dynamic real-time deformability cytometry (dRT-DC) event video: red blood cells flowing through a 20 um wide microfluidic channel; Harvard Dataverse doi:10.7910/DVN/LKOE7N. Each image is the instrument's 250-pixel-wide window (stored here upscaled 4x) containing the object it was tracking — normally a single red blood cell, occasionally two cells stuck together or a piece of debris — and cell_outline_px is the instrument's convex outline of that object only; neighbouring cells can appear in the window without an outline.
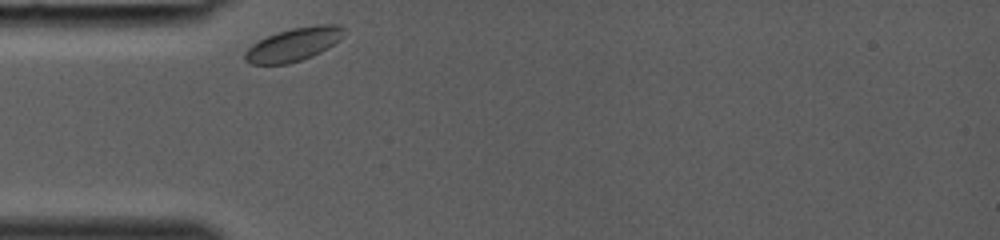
{"species": "common noctule bat (a hibernating species)", "species_latin": "Nyctalus noctula", "temperature_condition": "room temperature", "stored_images_in_passage": 24, "camera_frame_rate_fps": 3000, "um_per_image_px": 0.085, "animal": {"sex": "female", "body_mass_g": 19.0, "forearm_length_mm": 53.3}, "frame": {"image": 1, "passage_image": 1, "time_ms": 0.0, "image_size_px": [1000, 240], "cell_outline_px": [[348, 32], [340, 40], [328, 48], [312, 56], [288, 64], [252, 64], [244, 60], [244, 52], [252, 44], [276, 32], [292, 28], [316, 24], [336, 24], [348, 28]], "centroid_in_image_um": [25.02, 3.75], "position_along_channel_um": 60.0, "area_um2": 19.48}}
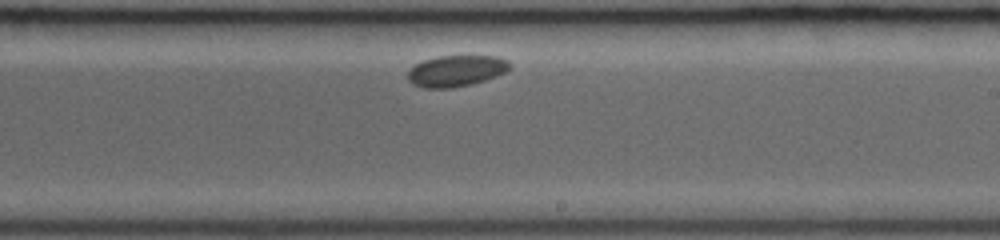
{"frame": {"image": 2, "passage_image": 14, "time_ms": 4.333, "image_size_px": [1000, 240], "cell_outline_px": [[512, 68], [496, 76], [472, 84], [452, 88], [424, 88], [412, 84], [408, 80], [408, 72], [416, 64], [424, 60], [436, 56], [500, 56], [508, 60], [512, 64]], "centroid_in_image_um": [38.81, 6.02], "position_along_channel_um": 250.2, "area_um2": 18.67}}
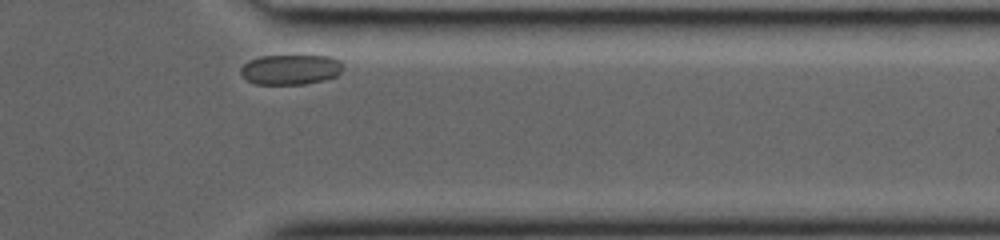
{"frame": {"image": 3, "passage_image": 23, "time_ms": 7.333, "image_size_px": [1000, 240], "cell_outline_px": [[344, 68], [336, 76], [324, 80], [304, 84], [256, 84], [248, 80], [240, 72], [240, 68], [248, 60], [260, 56], [332, 56], [340, 60], [344, 64]], "centroid_in_image_um": [24.73, 5.9], "position_along_channel_um": 386.7, "area_um2": 18.03}}